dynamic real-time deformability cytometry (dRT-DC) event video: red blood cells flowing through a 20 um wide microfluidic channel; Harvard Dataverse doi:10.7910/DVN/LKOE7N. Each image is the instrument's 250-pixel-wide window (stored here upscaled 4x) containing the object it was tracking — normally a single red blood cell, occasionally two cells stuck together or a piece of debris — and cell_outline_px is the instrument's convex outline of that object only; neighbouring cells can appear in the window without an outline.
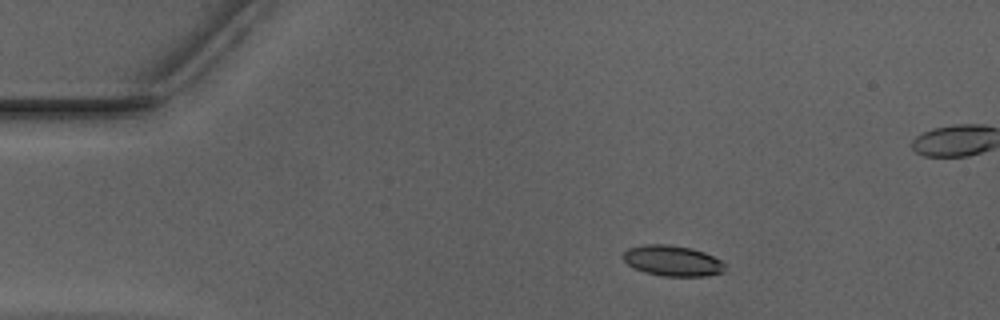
{"species": "Egyptian fruit bat (a non-hibernating species)", "species_latin": "Rousettus aegyptiacus", "temperature_condition": "warm", "stored_images_in_passage": 45, "segment_of_instrument_passage": [1, 2], "camera_frame_rate_fps": 3000, "um_per_image_px": 0.085, "animal": {"sex": "male"}, "frame": {"image": 1, "passage_image": 1, "time_ms": 0.0, "image_size_px": [1000, 320], "cell_outline_px": [[724, 272], [704, 276], [664, 276], [644, 272], [628, 264], [624, 260], [624, 252], [628, 248], [644, 244], [668, 244], [692, 248], [704, 252], [720, 260], [724, 264]], "centroid_in_image_um": [57.16, 22.16], "position_along_channel_um": 27.8, "area_um2": 18.03}}
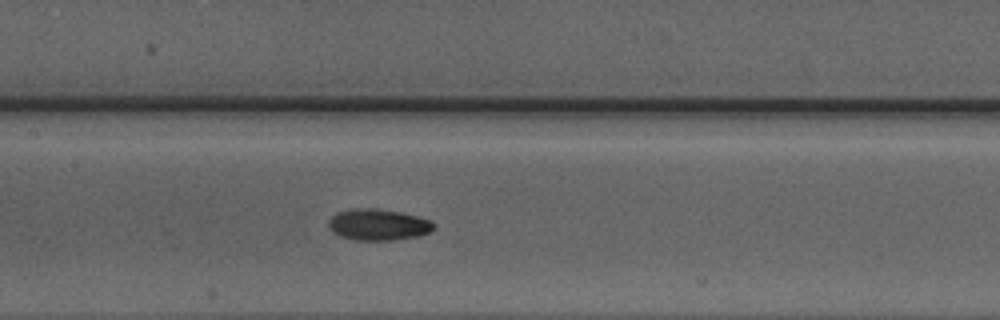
{"frame": {"image": 2, "passage_image": 17, "time_ms": 5.333, "image_size_px": [1000, 320], "cell_outline_px": [[436, 228], [420, 236], [392, 240], [356, 240], [340, 236], [332, 232], [328, 228], [328, 220], [336, 212], [352, 208], [372, 208], [400, 212], [416, 216], [428, 220], [436, 224]], "centroid_in_image_um": [32.11, 19.1], "position_along_channel_um": 175.3, "area_um2": 19.31}}
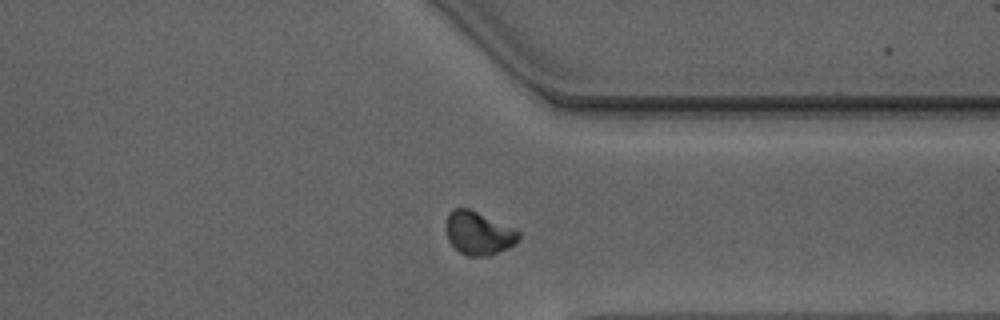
{"frame": {"image": 3, "passage_image": 32, "time_ms": 10.333, "image_size_px": [1000, 320], "cell_outline_px": [[520, 240], [508, 248], [492, 256], [464, 256], [448, 240], [444, 228], [448, 212], [452, 208], [468, 208], [516, 228], [520, 232]], "centroid_in_image_um": [40.68, 19.82], "position_along_channel_um": 370.7, "area_um2": 18.79}}